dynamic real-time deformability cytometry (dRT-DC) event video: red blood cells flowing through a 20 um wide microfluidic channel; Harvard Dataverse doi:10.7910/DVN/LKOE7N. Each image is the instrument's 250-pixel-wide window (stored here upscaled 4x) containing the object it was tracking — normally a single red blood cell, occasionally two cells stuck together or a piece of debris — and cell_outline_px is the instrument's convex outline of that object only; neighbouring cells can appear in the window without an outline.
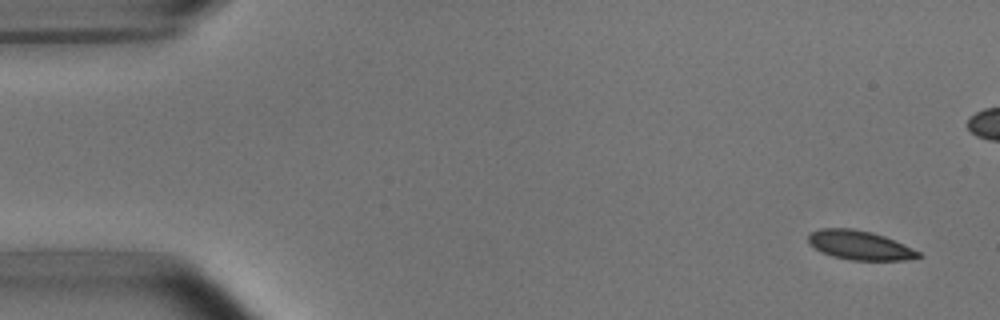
{"species": "common noctule bat (a hibernating species)", "species_latin": "Nyctalus noctula", "temperature_condition": "room temperature", "stored_images_in_passage": 7, "camera_frame_rate_fps": 3000, "um_per_image_px": 0.085, "animal": {"sex": "male", "body_mass_g": 15.6}, "frame": {"image": 1, "passage_image": 1, "time_ms": 0.0, "image_size_px": [1000, 320], "cell_outline_px": [[924, 256], [904, 260], [848, 260], [832, 256], [820, 252], [808, 244], [808, 236], [812, 232], [820, 228], [852, 228], [872, 232], [884, 236], [904, 244], [920, 252]], "centroid_in_image_um": [73.05, 20.84], "position_along_channel_um": 11.9, "area_um2": 18.84}}
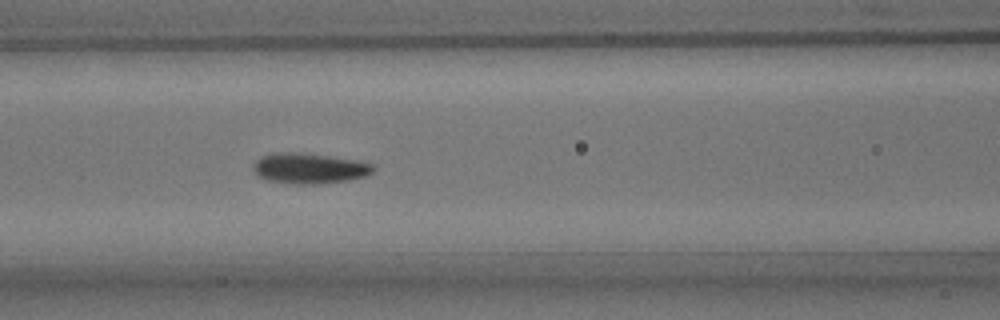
{"frame": {"image": 2, "passage_image": 6, "time_ms": 6.667, "image_size_px": [1000, 320], "cell_outline_px": [[376, 168], [372, 172], [364, 176], [348, 180], [316, 184], [296, 184], [264, 180], [256, 176], [252, 168], [252, 164], [260, 156], [272, 152], [300, 152], [360, 160], [372, 164]], "centroid_in_image_um": [26.23, 14.3], "position_along_channel_um": 140.4, "area_um2": 21.73}}